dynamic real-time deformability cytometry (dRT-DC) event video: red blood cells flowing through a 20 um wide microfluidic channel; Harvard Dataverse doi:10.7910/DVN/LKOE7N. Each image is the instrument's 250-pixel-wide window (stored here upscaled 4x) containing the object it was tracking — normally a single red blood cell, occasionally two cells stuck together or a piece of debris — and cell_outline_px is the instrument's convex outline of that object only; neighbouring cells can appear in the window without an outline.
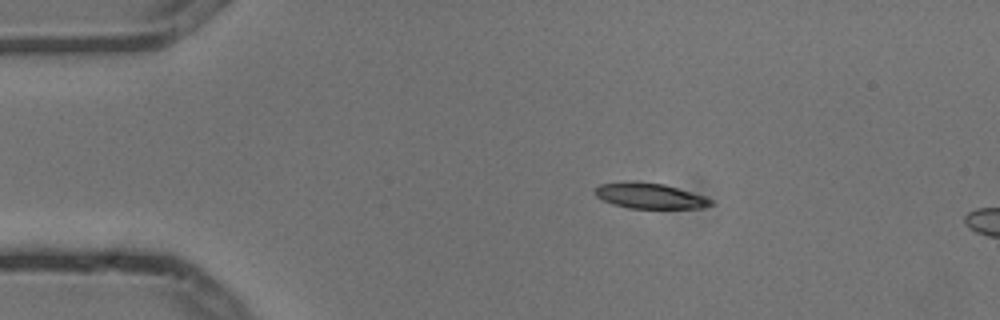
{"species": "common noctule bat (a hibernating species)", "species_latin": "Nyctalus noctula", "temperature_condition": "cold", "stored_images_in_passage": 3, "camera_frame_rate_fps": 3000, "um_per_image_px": 0.085, "animal": {"sex": "male", "body_mass_g": 13.3}, "frame": {"image": 1, "passage_image": 1, "time_ms": 0.0, "image_size_px": [1000, 320], "cell_outline_px": [[712, 204], [700, 208], [628, 208], [612, 204], [596, 196], [592, 192], [600, 184], [628, 180], [636, 180], [664, 184], [704, 196], [712, 200]], "centroid_in_image_um": [55.16, 16.62], "position_along_channel_um": 29.8, "area_um2": 17.34}}